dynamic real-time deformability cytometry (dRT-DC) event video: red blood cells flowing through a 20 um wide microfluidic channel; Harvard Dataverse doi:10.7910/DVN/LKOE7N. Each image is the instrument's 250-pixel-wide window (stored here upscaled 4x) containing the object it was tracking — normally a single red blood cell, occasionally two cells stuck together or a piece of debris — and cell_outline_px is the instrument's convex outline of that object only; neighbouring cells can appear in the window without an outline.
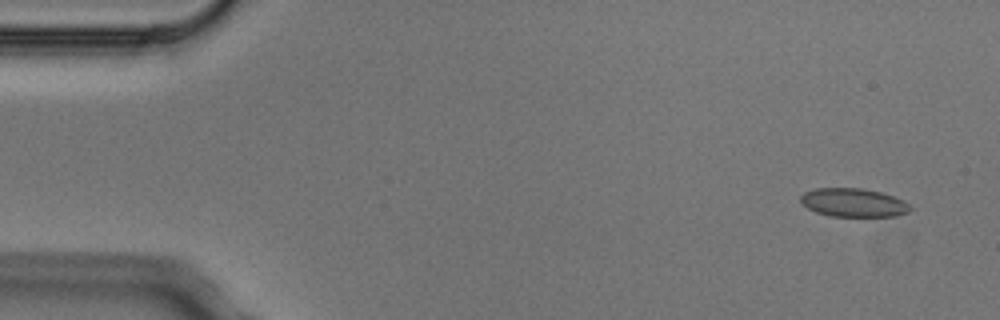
{"species": "Egyptian fruit bat (a non-hibernating species)", "species_latin": "Rousettus aegyptiacus", "temperature_condition": "cold", "stored_images_in_passage": 4, "camera_frame_rate_fps": 3000, "um_per_image_px": 0.085, "animal": {"sex": "male"}, "frame": {"image": 1, "passage_image": 1, "time_ms": 0.0, "image_size_px": [1000, 320], "cell_outline_px": [[912, 208], [908, 212], [896, 216], [832, 216], [816, 212], [808, 208], [800, 200], [800, 196], [804, 192], [816, 188], [860, 188], [880, 192], [904, 200]], "centroid_in_image_um": [72.54, 17.22], "position_along_channel_um": 12.5, "area_um2": 18.09}}
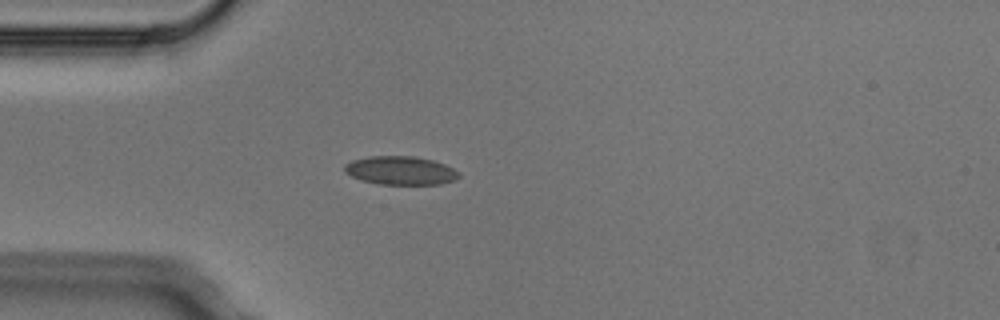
{"frame": {"image": 2, "passage_image": 4, "time_ms": 1.0, "image_size_px": [1000, 320], "cell_outline_px": [[460, 176], [452, 180], [440, 184], [380, 184], [360, 180], [344, 172], [344, 164], [352, 160], [368, 156], [412, 156], [432, 160], [444, 164], [460, 172]], "centroid_in_image_um": [34.01, 14.49], "position_along_channel_um": 51.0, "area_um2": 18.96}}